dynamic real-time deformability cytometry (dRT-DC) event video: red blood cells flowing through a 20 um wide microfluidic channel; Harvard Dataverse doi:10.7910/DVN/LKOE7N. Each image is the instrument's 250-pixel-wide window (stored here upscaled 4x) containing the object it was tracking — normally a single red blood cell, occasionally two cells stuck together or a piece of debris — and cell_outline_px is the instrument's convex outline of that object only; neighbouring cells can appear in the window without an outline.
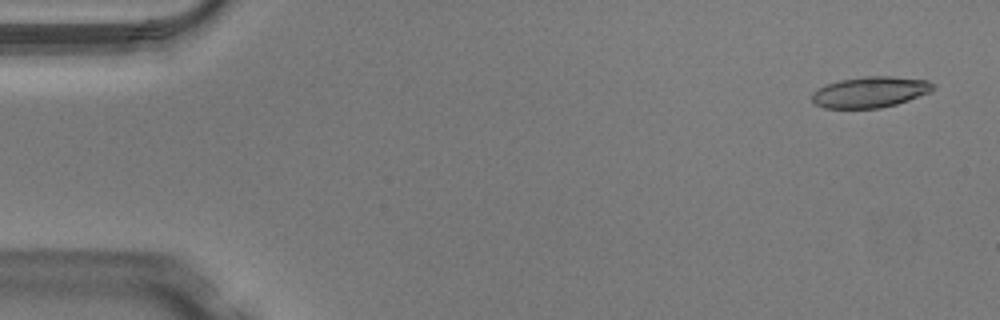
{"species": "Egyptian fruit bat (a non-hibernating species)", "species_latin": "Rousettus aegyptiacus", "temperature_condition": "warm", "stored_images_in_passage": 49, "camera_frame_rate_fps": 3000, "um_per_image_px": 0.085, "animal": {"sex": "male"}, "frame": {"image": 1, "passage_image": 2, "time_ms": 0.333, "image_size_px": [1000, 320], "cell_outline_px": [[936, 88], [928, 92], [908, 100], [896, 104], [880, 108], [824, 108], [816, 104], [812, 100], [812, 92], [828, 84], [840, 80], [864, 76], [892, 76], [928, 80], [936, 84]], "centroid_in_image_um": [73.99, 7.82], "position_along_channel_um": 11.0, "area_um2": 21.73}}
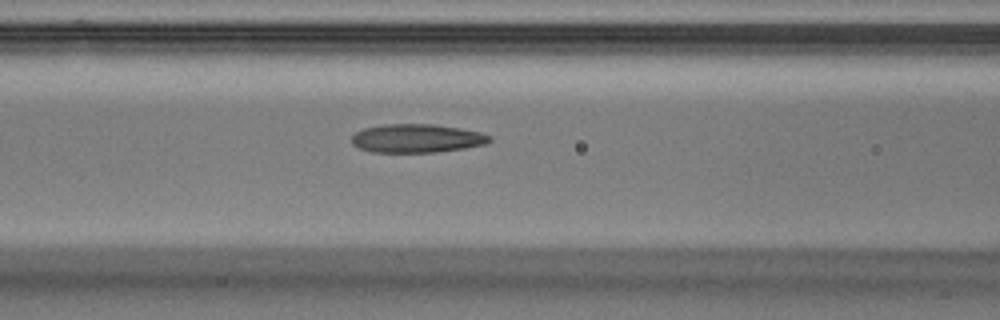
{"frame": {"image": 2, "passage_image": 20, "time_ms": 6.333, "image_size_px": [1000, 320], "cell_outline_px": [[492, 140], [488, 144], [464, 148], [436, 152], [372, 152], [360, 148], [352, 144], [352, 136], [356, 132], [364, 128], [388, 124], [436, 124], [460, 128], [480, 132], [492, 136]], "centroid_in_image_um": [35.47, 11.76], "position_along_channel_um": 131.1, "area_um2": 23.0}}
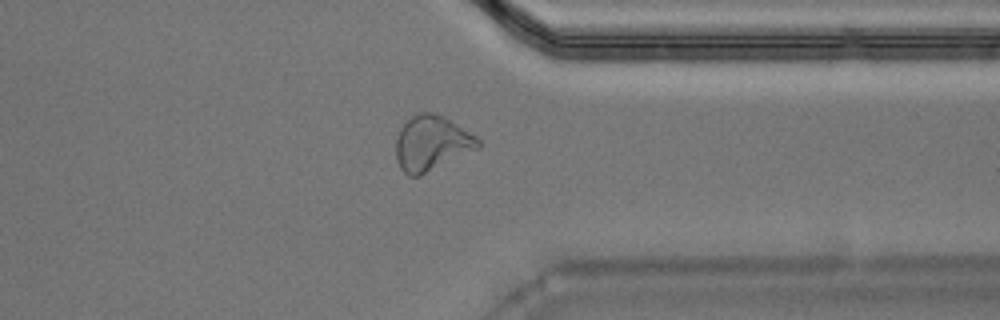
{"frame": {"image": 3, "passage_image": 38, "time_ms": 12.333, "image_size_px": [1000, 320], "cell_outline_px": [[480, 148], [420, 176], [408, 176], [400, 168], [396, 160], [396, 140], [400, 128], [412, 116], [420, 112], [432, 112], [444, 116], [476, 136], [480, 140]], "centroid_in_image_um": [36.69, 12.19], "position_along_channel_um": 374.7, "area_um2": 26.41}, "authors_computed_cell_mechanics": {"area_um2": 22.831, "velocity_mm_per_s": 4.1092, "shape_relaxation_time_tau1_ms": null, "shape_relaxation_time_tau2_ms": 2.274, "deformation_change_tau1": null, "deformation_change_tau2": 0.118}}